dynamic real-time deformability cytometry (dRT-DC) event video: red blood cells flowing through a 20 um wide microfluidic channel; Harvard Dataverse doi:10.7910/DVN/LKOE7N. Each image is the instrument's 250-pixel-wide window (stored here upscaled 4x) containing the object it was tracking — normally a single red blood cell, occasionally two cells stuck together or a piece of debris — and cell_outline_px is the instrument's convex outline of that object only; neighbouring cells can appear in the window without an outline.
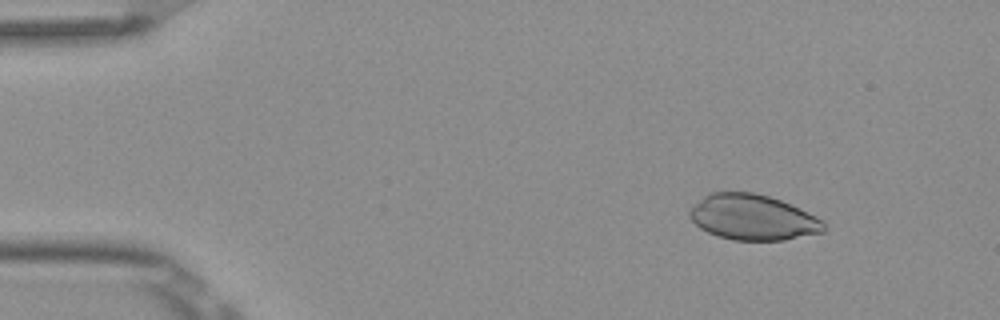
{"species": "Egyptian fruit bat (a non-hibernating species)", "species_latin": "Rousettus aegyptiacus", "temperature_condition": "room temperature", "stored_images_in_passage": 4, "camera_frame_rate_fps": 3000, "um_per_image_px": 0.085, "frame": {"image": 1, "passage_image": 2, "time_ms": 0.333, "image_size_px": [1000, 320], "cell_outline_px": [[824, 232], [784, 240], [732, 240], [708, 232], [700, 228], [688, 216], [688, 212], [708, 192], [752, 192], [768, 196], [780, 200], [800, 208], [824, 220]], "centroid_in_image_um": [64.0, 18.47], "position_along_channel_um": 21.0, "area_um2": 35.43}}